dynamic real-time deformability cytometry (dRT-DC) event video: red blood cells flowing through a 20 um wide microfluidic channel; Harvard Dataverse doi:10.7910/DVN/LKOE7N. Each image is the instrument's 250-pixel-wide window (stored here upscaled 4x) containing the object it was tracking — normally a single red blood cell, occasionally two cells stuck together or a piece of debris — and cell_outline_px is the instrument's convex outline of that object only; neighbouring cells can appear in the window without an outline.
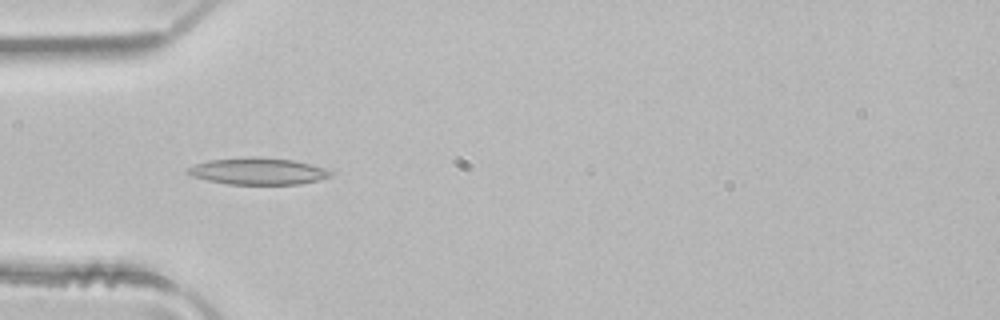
{"species": "common noctule bat (a hibernating species)", "species_latin": "Nyctalus noctula", "temperature_condition": "room temperature", "stored_images_in_passage": 4, "camera_frame_rate_fps": 3000, "um_per_image_px": 0.085, "animal": {"sex": "male", "body_mass_g": 21.5, "forearm_length_mm": 52.0}, "frame": {"image": 1, "passage_image": 4, "time_ms": 1.0, "image_size_px": [1000, 320], "cell_outline_px": [[336, 172], [332, 176], [320, 180], [300, 184], [228, 184], [208, 180], [192, 176], [184, 172], [188, 168], [196, 164], [208, 160], [248, 156], [252, 156], [296, 160], [324, 168]], "centroid_in_image_um": [21.97, 14.54], "position_along_channel_um": 63.0, "area_um2": 22.54}}